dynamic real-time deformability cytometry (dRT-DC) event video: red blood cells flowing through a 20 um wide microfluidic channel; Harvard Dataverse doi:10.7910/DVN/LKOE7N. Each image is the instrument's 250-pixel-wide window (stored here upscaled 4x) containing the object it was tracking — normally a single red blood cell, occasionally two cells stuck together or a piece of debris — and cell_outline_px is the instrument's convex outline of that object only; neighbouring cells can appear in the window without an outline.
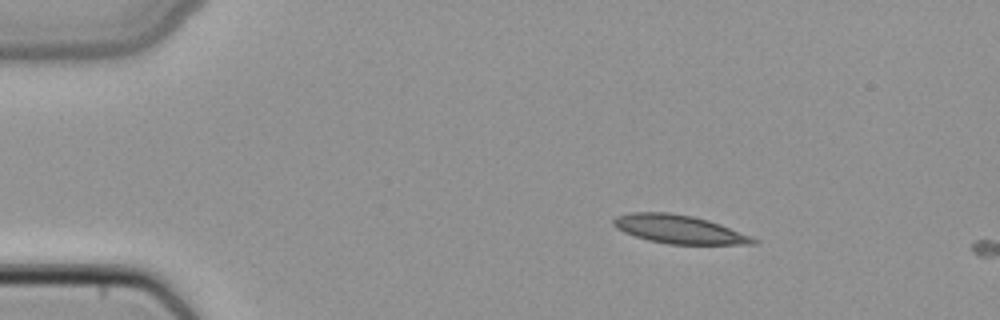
{"species": "common noctule bat (a hibernating species)", "species_latin": "Nyctalus noctula", "temperature_condition": "cold", "stored_images_in_passage": 2, "camera_frame_rate_fps": 3000, "um_per_image_px": 0.085, "animal": {"sex": "female", "body_mass_g": 22.7, "forearm_length_mm": 54.2}, "frame": {"image": 1, "passage_image": 1, "time_ms": 0.0, "image_size_px": [1000, 320], "cell_outline_px": [[760, 240], [756, 244], [668, 244], [648, 240], [624, 232], [616, 228], [612, 224], [612, 220], [616, 216], [628, 212], [668, 212], [692, 216], [708, 220], [720, 224], [752, 236]], "centroid_in_image_um": [57.71, 19.48], "position_along_channel_um": 27.3, "area_um2": 23.24}}